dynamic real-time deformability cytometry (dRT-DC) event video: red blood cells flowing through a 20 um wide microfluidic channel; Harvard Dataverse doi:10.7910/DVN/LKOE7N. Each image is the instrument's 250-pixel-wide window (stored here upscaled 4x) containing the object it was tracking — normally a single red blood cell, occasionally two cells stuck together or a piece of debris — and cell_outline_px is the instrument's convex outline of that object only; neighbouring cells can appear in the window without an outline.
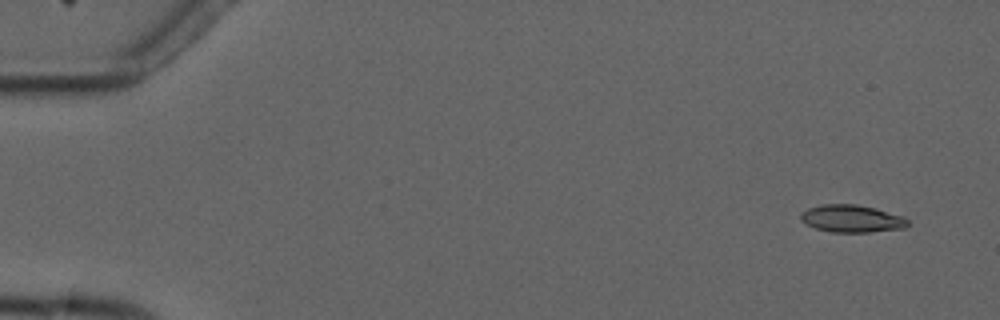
{"species": "common noctule bat (a hibernating species)", "species_latin": "Nyctalus noctula", "temperature_condition": "cold", "stored_images_in_passage": 6, "camera_frame_rate_fps": 3000, "um_per_image_px": 0.085, "animal": {"sex": "male", "forearm_length_mm": 52.5}, "frame": {"image": 1, "passage_image": 1, "time_ms": 0.0, "image_size_px": [1000, 320], "cell_outline_px": [[908, 224], [904, 228], [868, 232], [832, 232], [816, 228], [800, 220], [800, 212], [808, 208], [820, 204], [856, 204], [876, 208], [904, 216], [908, 220]], "centroid_in_image_um": [72.39, 18.57], "position_along_channel_um": 12.6, "area_um2": 17.17}}
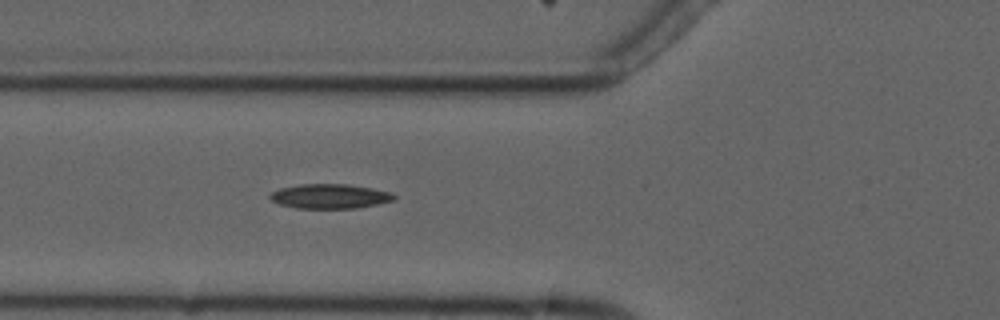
{"frame": {"image": 2, "passage_image": 6, "time_ms": 5.667, "image_size_px": [1000, 320], "cell_outline_px": [[396, 200], [380, 204], [356, 208], [296, 208], [280, 204], [272, 200], [268, 196], [272, 192], [280, 188], [300, 184], [348, 184], [372, 188], [392, 192], [396, 196]], "centroid_in_image_um": [28.09, 16.68], "position_along_channel_um": 97.7, "area_um2": 17.86}}